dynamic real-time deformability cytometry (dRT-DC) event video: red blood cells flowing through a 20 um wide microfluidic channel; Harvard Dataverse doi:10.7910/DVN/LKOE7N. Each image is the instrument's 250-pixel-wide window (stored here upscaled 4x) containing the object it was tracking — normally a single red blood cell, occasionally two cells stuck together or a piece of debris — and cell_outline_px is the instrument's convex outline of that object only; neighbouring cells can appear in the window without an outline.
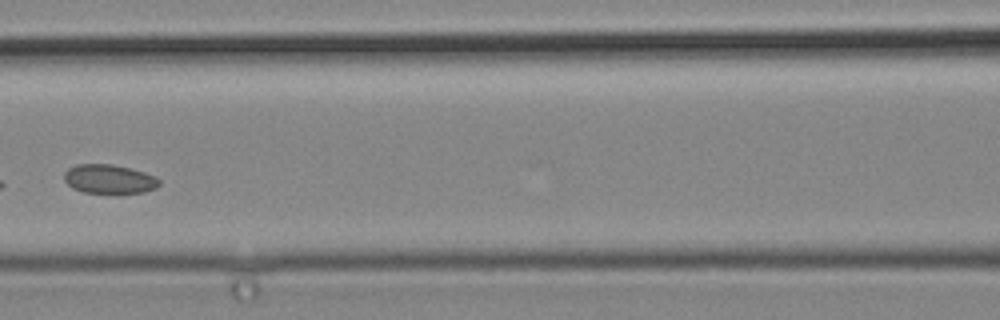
{"species": "common noctule bat (a hibernating species)", "species_latin": "Nyctalus noctula", "temperature_condition": "cold", "stored_images_in_passage": 5, "camera_frame_rate_fps": 3000, "um_per_image_px": 0.085, "animal": {"sex": "male", "body_mass_g": 19.2, "forearm_length_mm": 51.8}, "frame": {"image": 1, "passage_image": 4, "time_ms": 1.0, "image_size_px": [1000, 320], "cell_outline_px": [[160, 184], [156, 188], [144, 192], [84, 192], [72, 188], [64, 180], [64, 172], [68, 168], [76, 164], [112, 164], [144, 172], [156, 176], [160, 180]], "centroid_in_image_um": [9.27, 15.2], "position_along_channel_um": 157.3, "area_um2": 15.95}}
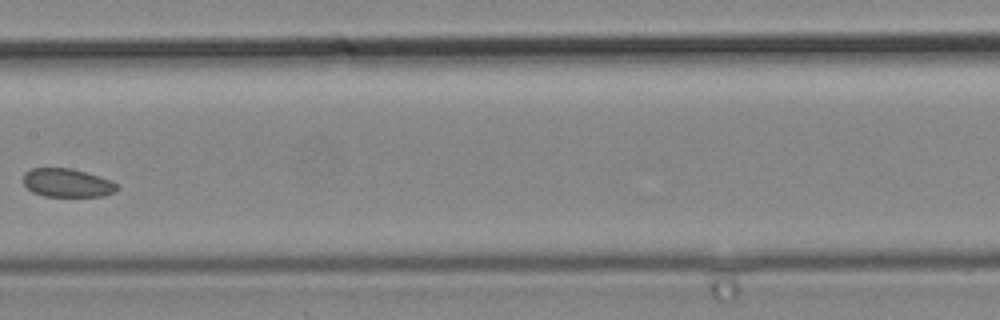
{"frame": {"image": 2, "passage_image": 5, "time_ms": 1.333, "image_size_px": [1000, 320], "cell_outline_px": [[120, 188], [116, 192], [104, 196], [44, 196], [32, 192], [24, 184], [24, 172], [32, 168], [72, 168], [112, 180]], "centroid_in_image_um": [5.74, 15.54], "position_along_channel_um": 201.7, "area_um2": 15.66}}